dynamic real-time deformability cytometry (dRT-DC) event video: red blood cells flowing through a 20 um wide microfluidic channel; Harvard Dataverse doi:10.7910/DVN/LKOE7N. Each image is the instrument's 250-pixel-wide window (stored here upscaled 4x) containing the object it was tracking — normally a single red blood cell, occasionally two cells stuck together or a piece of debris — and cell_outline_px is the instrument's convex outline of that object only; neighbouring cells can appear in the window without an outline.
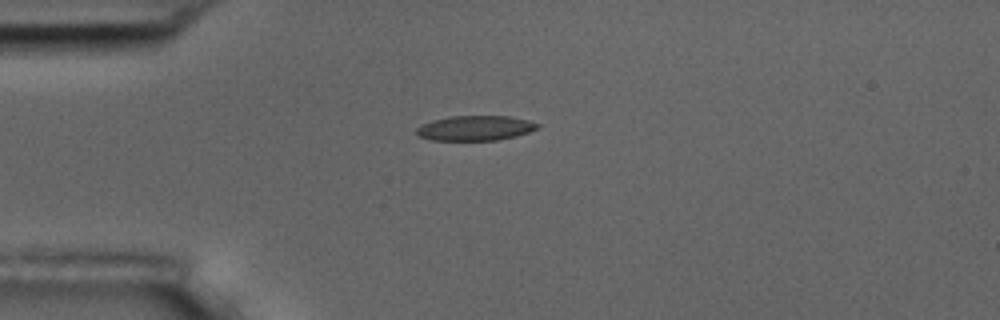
{"species": "common noctule bat (a hibernating species)", "species_latin": "Nyctalus noctula", "temperature_condition": "room temperature", "stored_images_in_passage": 2, "camera_frame_rate_fps": 3000, "um_per_image_px": 0.085, "animal": {"sex": "male", "body_mass_g": 17.5, "forearm_length_mm": 52.3}, "frame": {"image": 1, "passage_image": 1, "time_ms": 0.0, "image_size_px": [1000, 320], "cell_outline_px": [[540, 128], [516, 136], [496, 140], [428, 140], [416, 136], [416, 128], [420, 124], [432, 120], [452, 116], [508, 116], [528, 120], [540, 124]], "centroid_in_image_um": [40.36, 10.89], "position_along_channel_um": 44.6, "area_um2": 17.74}}
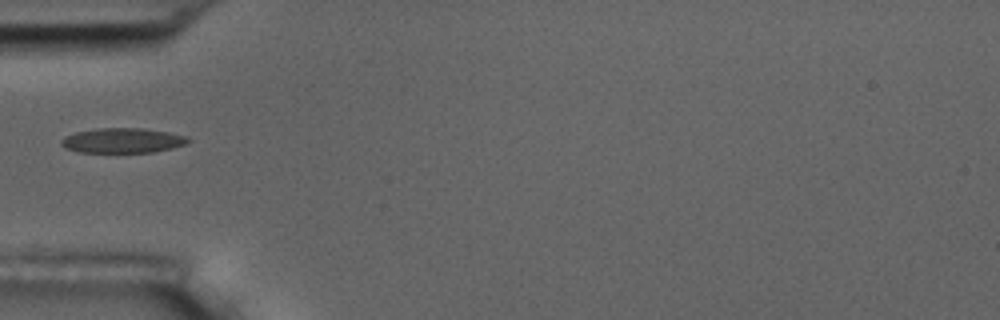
{"frame": {"image": 2, "passage_image": 2, "time_ms": 1.333, "image_size_px": [1000, 320], "cell_outline_px": [[192, 140], [184, 144], [172, 148], [152, 152], [76, 152], [64, 148], [60, 144], [60, 140], [64, 136], [76, 132], [96, 128], [140, 128], [168, 132], [184, 136]], "centroid_in_image_um": [10.35, 11.94], "position_along_channel_um": 74.6, "area_um2": 18.38}}